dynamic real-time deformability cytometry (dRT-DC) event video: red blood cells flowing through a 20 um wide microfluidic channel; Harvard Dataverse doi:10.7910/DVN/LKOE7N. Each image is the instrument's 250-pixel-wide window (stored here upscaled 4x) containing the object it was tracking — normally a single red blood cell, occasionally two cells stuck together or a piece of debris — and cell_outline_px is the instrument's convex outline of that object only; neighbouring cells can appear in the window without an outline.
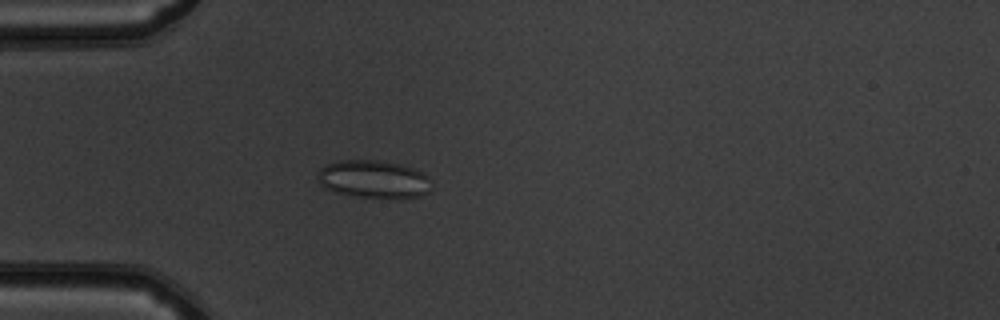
{"species": "common noctule bat (a hibernating species)", "species_latin": "Nyctalus noctula", "temperature_condition": "warm", "stored_images_in_passage": 52, "camera_frame_rate_fps": 3000, "um_per_image_px": 0.085, "animal": {"sex": "male", "body_mass_g": 19.5, "forearm_length_mm": 54.6}, "frame": {"image": 1, "passage_image": 16, "time_ms": 5.0, "image_size_px": [1000, 320], "cell_outline_px": [[432, 188], [428, 192], [420, 196], [400, 200], [388, 200], [356, 196], [336, 192], [324, 188], [320, 184], [316, 172], [324, 164], [336, 160], [376, 160], [400, 164], [412, 168], [420, 172], [424, 176]], "centroid_in_image_um": [31.71, 15.26], "position_along_channel_um": 53.3, "area_um2": 25.61}}
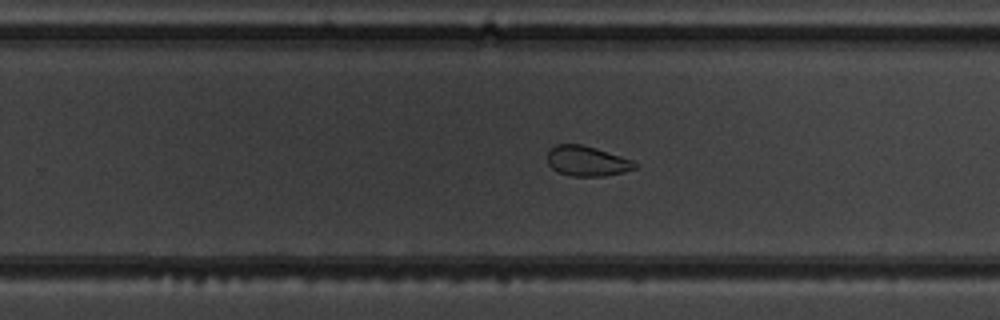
{"frame": {"image": 2, "passage_image": 34, "time_ms": 11.0, "image_size_px": [1000, 320], "cell_outline_px": [[636, 168], [624, 172], [604, 176], [572, 176], [556, 172], [548, 164], [548, 152], [556, 144], [580, 144], [596, 148], [632, 160], [636, 164]], "centroid_in_image_um": [49.87, 13.7], "position_along_channel_um": 279.9, "area_um2": 15.26}}
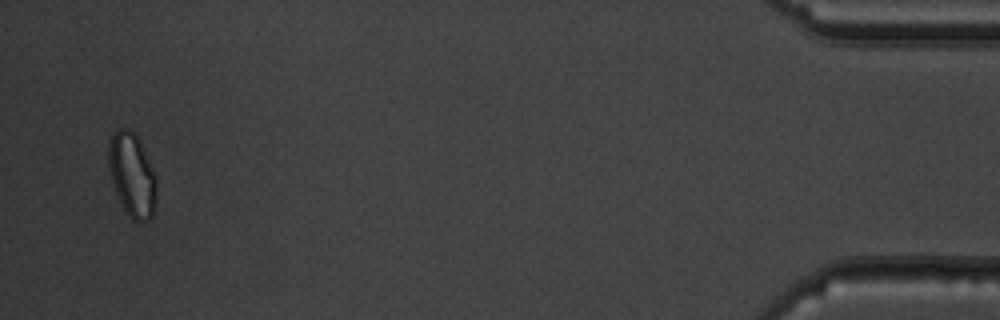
{"frame": {"image": 3, "passage_image": 51, "time_ms": 16.667, "image_size_px": [1000, 320], "cell_outline_px": [[156, 200], [152, 216], [148, 220], [132, 220], [124, 212], [112, 184], [108, 168], [108, 144], [112, 132], [116, 128], [128, 128], [136, 136], [156, 176]], "centroid_in_image_um": [11.19, 14.88], "position_along_channel_um": 424.0, "area_um2": 23.47}, "authors_computed_cell_mechanics": {"area_um2": 21.386, "velocity_mm_per_s": 3.9461, "shape_relaxation_time_tau1_ms": 4.001, "shape_relaxation_time_tau2_ms": 2.2519, "deformation_change_tau1": 0.0717, "deformation_change_tau2": 0.081}}